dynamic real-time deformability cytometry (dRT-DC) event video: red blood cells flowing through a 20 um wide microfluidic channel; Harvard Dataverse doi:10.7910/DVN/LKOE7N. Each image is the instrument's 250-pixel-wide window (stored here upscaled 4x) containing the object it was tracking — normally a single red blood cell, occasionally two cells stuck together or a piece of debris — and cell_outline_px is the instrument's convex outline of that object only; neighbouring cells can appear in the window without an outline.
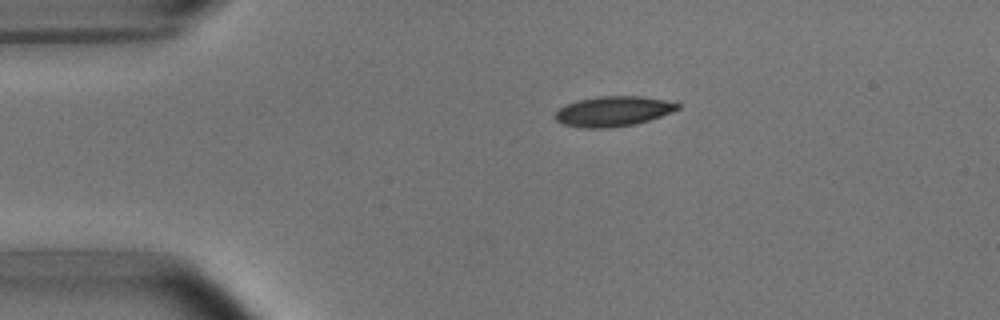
{"species": "common noctule bat (a hibernating species)", "species_latin": "Nyctalus noctula", "temperature_condition": "room temperature", "stored_images_in_passage": 7, "camera_frame_rate_fps": 3000, "um_per_image_px": 0.085, "animal": {"sex": "male", "body_mass_g": 15.6}, "frame": {"image": 1, "passage_image": 1, "time_ms": 0.0, "image_size_px": [1000, 320], "cell_outline_px": [[680, 108], [660, 116], [636, 124], [612, 128], [580, 128], [564, 124], [556, 120], [552, 116], [560, 108], [568, 104], [580, 100], [600, 96], [640, 96], [664, 100], [680, 104]], "centroid_in_image_um": [52.1, 9.47], "position_along_channel_um": 32.9, "area_um2": 21.33}}
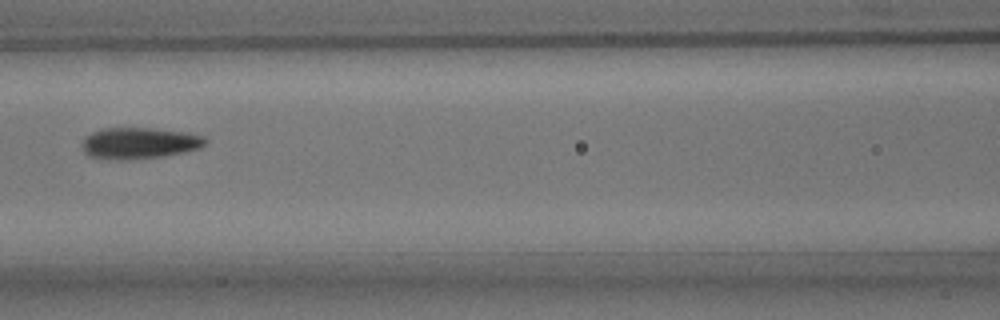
{"frame": {"image": 2, "passage_image": 4, "time_ms": 4.333, "image_size_px": [1000, 320], "cell_outline_px": [[208, 140], [200, 148], [184, 152], [164, 156], [132, 160], [120, 160], [88, 156], [84, 148], [84, 136], [100, 128], [152, 128], [180, 132], [200, 136]], "centroid_in_image_um": [11.81, 12.17], "position_along_channel_um": 154.8, "area_um2": 22.25}}
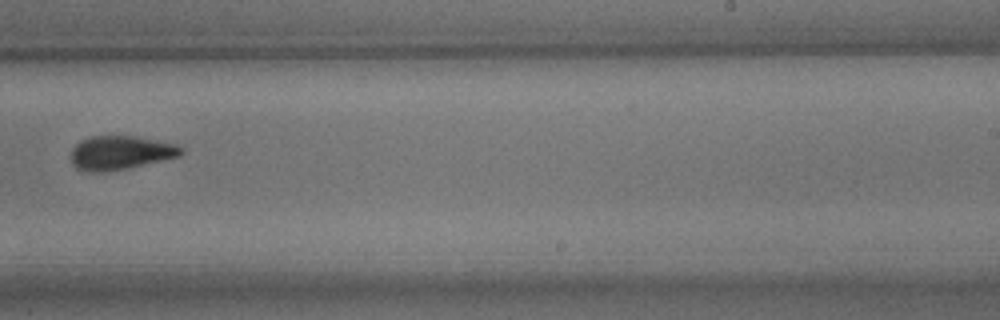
{"frame": {"image": 3, "passage_image": 7, "time_ms": 7.667, "image_size_px": [1000, 320], "cell_outline_px": [[184, 152], [180, 156], [128, 168], [104, 172], [88, 172], [76, 168], [72, 164], [72, 148], [80, 140], [88, 136], [132, 136], [172, 144], [184, 148]], "centroid_in_image_um": [10.19, 12.99], "position_along_channel_um": 278.8, "area_um2": 21.56}}